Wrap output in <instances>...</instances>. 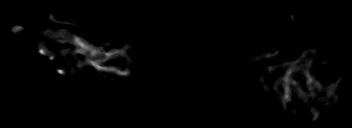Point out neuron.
Instances as JSON below:
<instances>
[{
  "mask_svg": "<svg viewBox=\"0 0 352 128\" xmlns=\"http://www.w3.org/2000/svg\"><path fill=\"white\" fill-rule=\"evenodd\" d=\"M290 17L293 21V23H296V20L293 16V14H290ZM49 19H54L53 17V13L50 12L49 13ZM61 24L64 25H69V26H75V27H80V28H84V25L81 24H76V23H71L69 21H61ZM24 27L18 25L15 27L11 28V31L13 33H19L20 31H24ZM41 36H45L48 38H54L55 42L58 43H69L72 45V49L74 50H61L58 49L57 47H55V45L52 47V49L48 48L47 45L43 44V43H38V53L41 55H48L49 60H54L55 57L52 56V52L53 53H57L60 54L61 56L65 57V56H72L75 55L77 53L81 54L82 56V60L84 61V63H81L78 59H72L70 60L71 63H69L67 68L62 69V63L60 61H58V69H56V67H54L51 63H47V66L51 69H55V71L60 74V75H66L67 73H70L72 71V73H77L81 78L82 76H85V74L83 73L84 71H82L81 69L86 66V64L91 65L92 67L96 68L99 71L102 72H109L112 74H116L118 76H130V69L131 66L133 64V62L137 63V60H133L130 58V56L127 54V52L124 49H118V48H114L112 50H104L102 47L99 48H95L92 44L87 43L84 39H82L81 37H79L78 35L74 34V33H70L69 31H67L66 29H58V30H51V29H47V30H41L40 32ZM73 46H78V48H74ZM68 51V52H67ZM279 54V51H276L272 54H264L260 56V59H270L273 56ZM103 56V59H99V57ZM125 56V62L122 63V65H119V67L112 65L111 67H107V66H102V62H109L112 59V57L114 58H121ZM312 62H313V57L310 54V49H307L303 51L301 57L293 62H289L288 64H283V62H280L279 65L273 66V67H268L269 73L262 75L258 80H260V82H262L264 80V78L267 77H271L272 75H274V70L277 69L278 66H280L282 68V76H283V81H284V89H283V93H278V87L276 84H274L273 86V90L275 93H277V95L279 96L280 102L284 103L285 101H287L289 103V105L294 106L295 104L291 102V94H290V85H292L294 87V89L299 93V95L306 101H308L309 98L312 97V94H306L300 87L299 82L296 80V76L298 75V73L301 71L303 72V76L304 78L307 79L306 85L308 87V89L310 90V92H312V90L314 88H317L320 93L326 92V96L323 97L321 96V98H319L320 100H325L326 104L325 106H327V102L328 104H333L335 103V101L338 99V95H333L331 94V92H334L335 90V85H337L339 83V80L336 81V84L330 85L328 88H322V86L318 83L317 80H315L314 77H312L309 72L310 69H312ZM72 63L75 64V66L77 67H73ZM125 63V64H124ZM121 67H125V69L122 71ZM330 97V99H329ZM328 98V99H327ZM312 112L314 113V117L312 118V121H316L318 118V113L317 110H315L314 108L312 109Z\"/></svg>",
  "mask_w": 352,
  "mask_h": 128,
  "instance_id": "neuron-1",
  "label": "neuron"
}]
</instances>
